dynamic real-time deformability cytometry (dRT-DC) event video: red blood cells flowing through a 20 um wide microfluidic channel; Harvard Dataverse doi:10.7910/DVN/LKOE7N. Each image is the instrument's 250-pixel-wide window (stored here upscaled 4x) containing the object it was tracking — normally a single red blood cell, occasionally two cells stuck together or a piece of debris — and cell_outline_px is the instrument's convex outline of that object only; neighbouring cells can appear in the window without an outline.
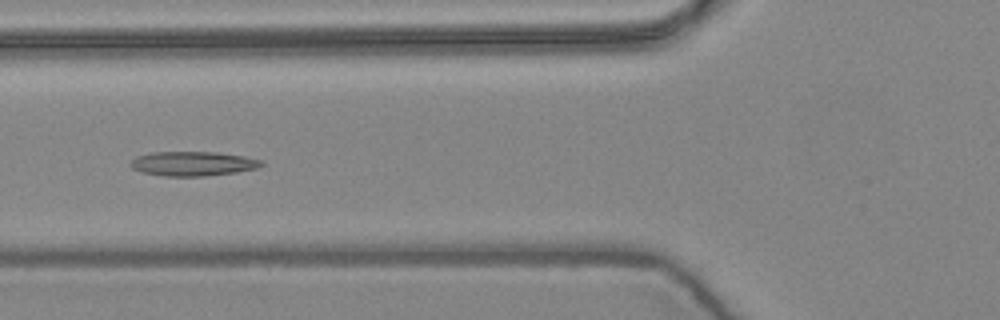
{"species": "common noctule bat (a hibernating species)", "species_latin": "Nyctalus noctula", "temperature_condition": "warm", "stored_images_in_passage": 9, "camera_frame_rate_fps": 3000, "um_per_image_px": 0.085, "animal": {"sex": "female", "body_mass_g": 24.6, "forearm_length_mm": 56.2}, "frame": {"image": 1, "passage_image": 6, "time_ms": 1.667, "image_size_px": [1000, 320], "cell_outline_px": [[264, 164], [256, 168], [236, 172], [204, 176], [164, 176], [144, 172], [132, 168], [128, 164], [136, 156], [152, 152], [216, 152], [244, 156], [264, 160]], "centroid_in_image_um": [16.4, 13.9], "position_along_channel_um": 109.4, "area_um2": 18.61}}
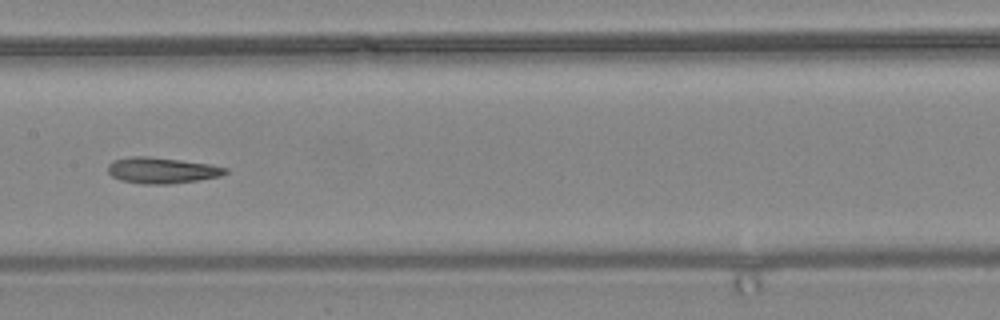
{"frame": {"image": 2, "passage_image": 8, "time_ms": 2.333, "image_size_px": [1000, 320], "cell_outline_px": [[228, 172], [220, 176], [196, 180], [168, 184], [144, 184], [120, 180], [112, 176], [108, 172], [108, 164], [112, 160], [132, 156], [148, 156], [180, 160], [208, 164], [228, 168]], "centroid_in_image_um": [13.72, 14.47], "position_along_channel_um": 193.7, "area_um2": 17.69}}
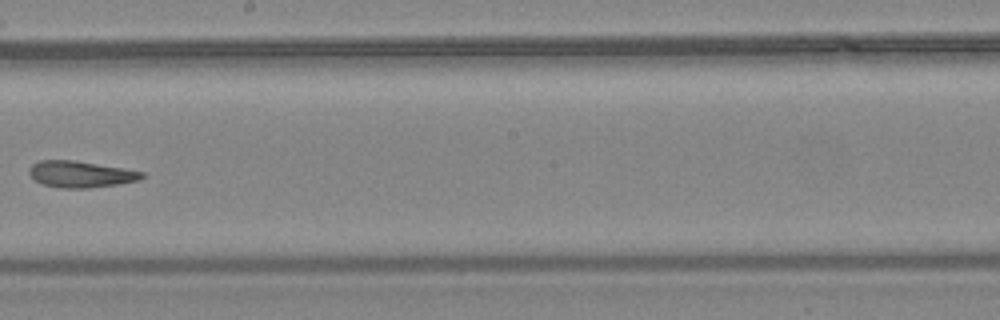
{"frame": {"image": 3, "passage_image": 9, "time_ms": 2.667, "image_size_px": [1000, 320], "cell_outline_px": [[144, 176], [140, 180], [116, 184], [88, 188], [60, 188], [40, 184], [28, 172], [28, 168], [32, 164], [40, 160], [76, 160], [124, 168], [144, 172]], "centroid_in_image_um": [6.84, 14.8], "position_along_channel_um": 241.4, "area_um2": 17.46}}